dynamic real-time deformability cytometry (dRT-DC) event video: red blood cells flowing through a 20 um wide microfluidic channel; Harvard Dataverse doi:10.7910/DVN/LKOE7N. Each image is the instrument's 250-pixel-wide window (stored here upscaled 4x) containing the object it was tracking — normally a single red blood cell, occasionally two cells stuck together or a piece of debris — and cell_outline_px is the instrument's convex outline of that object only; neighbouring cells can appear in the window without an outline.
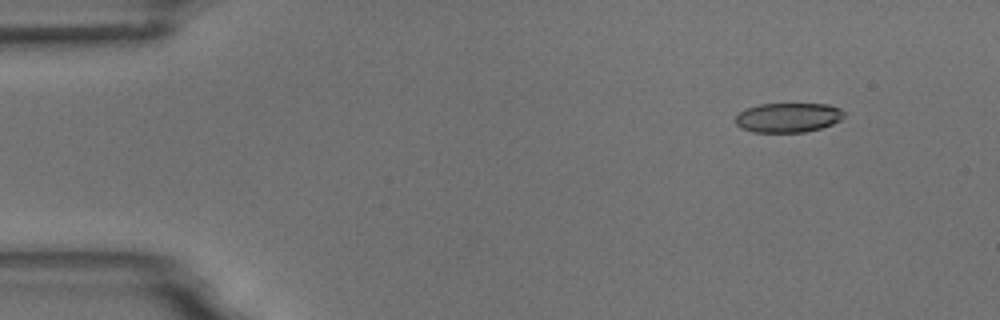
{"species": "common noctule bat (a hibernating species)", "species_latin": "Nyctalus noctula", "temperature_condition": "room temperature", "stored_images_in_passage": 3, "camera_frame_rate_fps": 3000, "um_per_image_px": 0.085, "animal": {"sex": "male", "body_mass_g": 18.8}, "frame": {"image": 1, "passage_image": 1, "time_ms": 0.0, "image_size_px": [1000, 320], "cell_outline_px": [[844, 116], [840, 120], [832, 124], [820, 128], [804, 132], [752, 132], [740, 128], [736, 124], [736, 116], [740, 112], [748, 108], [760, 104], [828, 104], [840, 108], [844, 112]], "centroid_in_image_um": [66.99, 9.99], "position_along_channel_um": 18.0, "area_um2": 18.61}}